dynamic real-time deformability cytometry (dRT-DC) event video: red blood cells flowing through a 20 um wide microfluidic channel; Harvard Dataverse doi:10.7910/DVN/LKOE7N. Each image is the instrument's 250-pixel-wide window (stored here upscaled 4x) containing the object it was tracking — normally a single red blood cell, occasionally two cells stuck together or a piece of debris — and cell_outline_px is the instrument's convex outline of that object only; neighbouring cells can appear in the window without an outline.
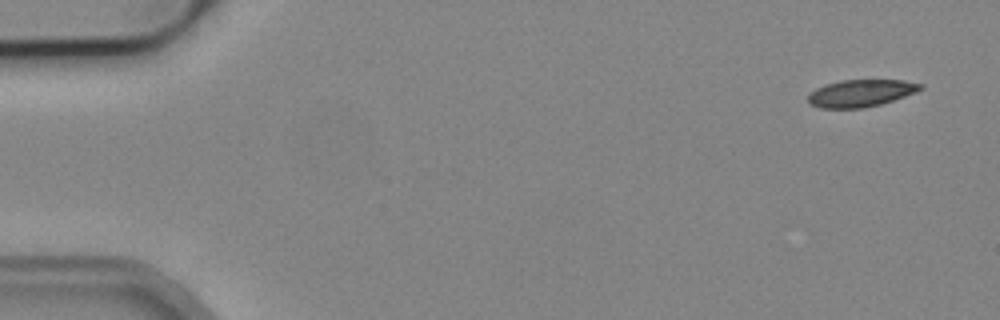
{"species": "common noctule bat (a hibernating species)", "species_latin": "Nyctalus noctula", "temperature_condition": "cold", "stored_images_in_passage": 5, "camera_frame_rate_fps": 3000, "um_per_image_px": 0.085, "animal": {"sex": "male", "body_mass_g": 19.2, "forearm_length_mm": 51.8}, "frame": {"image": 1, "passage_image": 1, "time_ms": 0.0, "image_size_px": [1000, 320], "cell_outline_px": [[924, 88], [916, 92], [880, 104], [860, 108], [820, 108], [812, 104], [808, 100], [808, 96], [816, 88], [824, 84], [840, 80], [904, 80], [924, 84]], "centroid_in_image_um": [73.19, 7.9], "position_along_channel_um": 11.8, "area_um2": 17.69}}
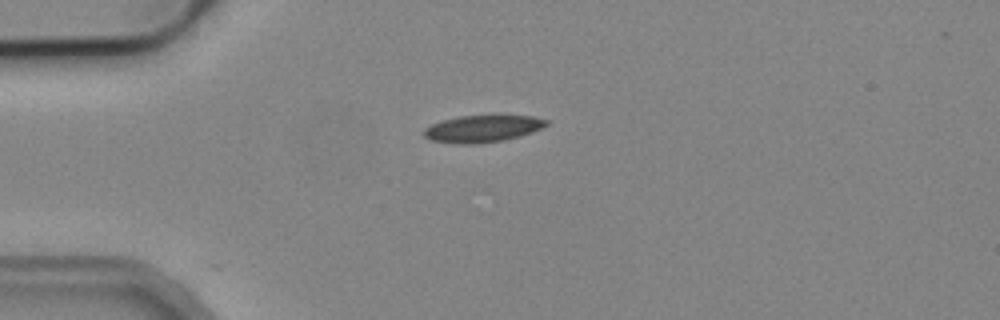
{"frame": {"image": 2, "passage_image": 4, "time_ms": 3.667, "image_size_px": [1000, 320], "cell_outline_px": [[548, 124], [532, 132], [520, 136], [504, 140], [476, 144], [456, 144], [432, 140], [424, 136], [424, 128], [432, 124], [444, 120], [460, 116], [532, 116], [548, 120]], "centroid_in_image_um": [41.01, 10.95], "position_along_channel_um": 44.0, "area_um2": 19.02}}